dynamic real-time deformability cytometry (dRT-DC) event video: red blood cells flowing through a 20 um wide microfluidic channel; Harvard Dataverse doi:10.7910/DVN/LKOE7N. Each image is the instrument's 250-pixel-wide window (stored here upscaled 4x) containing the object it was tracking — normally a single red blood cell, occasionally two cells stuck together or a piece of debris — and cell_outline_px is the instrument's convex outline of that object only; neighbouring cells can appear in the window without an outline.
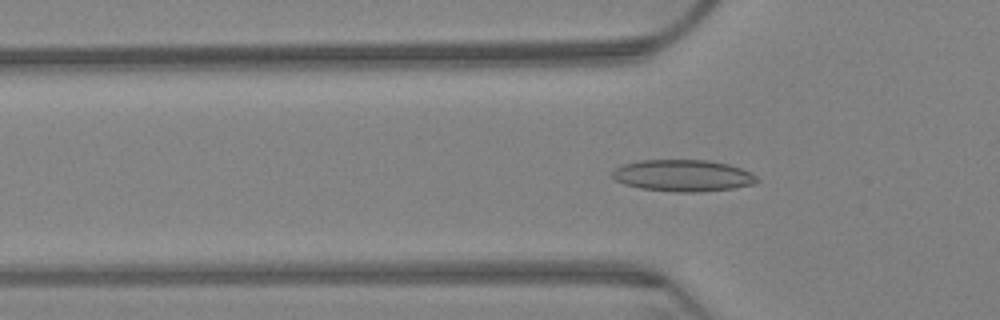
{"species": "Egyptian fruit bat (a non-hibernating species)", "species_latin": "Rousettus aegyptiacus", "temperature_condition": "warm", "stored_images_in_passage": 64, "camera_frame_rate_fps": 3000, "um_per_image_px": 0.085, "animal": {"sex": "female"}, "frame": {"image": 1, "passage_image": 21, "time_ms": 6.667, "image_size_px": [1000, 320], "cell_outline_px": [[760, 180], [756, 184], [732, 188], [700, 192], [676, 192], [640, 188], [624, 184], [616, 180], [612, 176], [612, 172], [616, 168], [624, 164], [640, 160], [708, 160], [728, 164], [752, 172]], "centroid_in_image_um": [58.08, 14.92], "position_along_channel_um": 67.7, "area_um2": 26.76}}
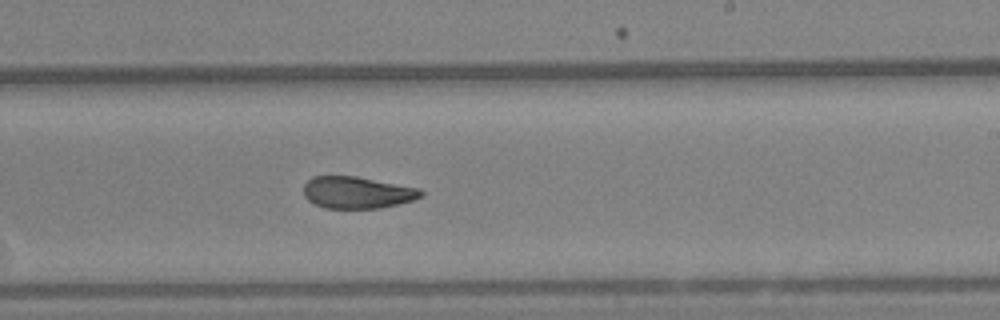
{"frame": {"image": 2, "passage_image": 39, "time_ms": 12.667, "image_size_px": [1000, 320], "cell_outline_px": [[424, 196], [400, 204], [380, 208], [324, 208], [308, 200], [304, 196], [304, 184], [312, 176], [356, 176], [420, 188], [424, 192]], "centroid_in_image_um": [30.38, 16.36], "position_along_channel_um": 258.6, "area_um2": 21.91}}
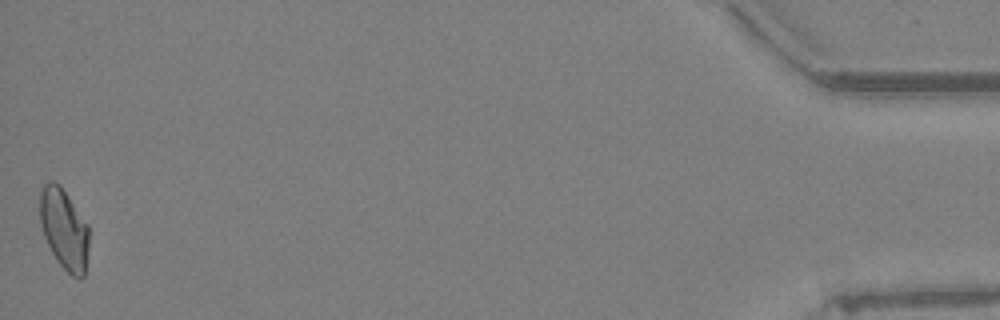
{"frame": {"image": 3, "passage_image": 64, "time_ms": 21.0, "image_size_px": [1000, 320], "cell_outline_px": [[88, 248], [84, 276], [80, 280], [72, 276], [56, 260], [44, 236], [40, 224], [40, 192], [44, 184], [52, 180], [60, 184], [88, 224]], "centroid_in_image_um": [5.45, 19.46], "position_along_channel_um": 429.8, "area_um2": 23.06}, "authors_computed_cell_mechanics": {"area_um2": 23.2934, "velocity_mm_per_s": 3.1973, "shape_relaxation_time_tau1_ms": null, "shape_relaxation_time_tau2_ms": 2.8992, "deformation_change_tau1": null, "deformation_change_tau2": 0.0935}}